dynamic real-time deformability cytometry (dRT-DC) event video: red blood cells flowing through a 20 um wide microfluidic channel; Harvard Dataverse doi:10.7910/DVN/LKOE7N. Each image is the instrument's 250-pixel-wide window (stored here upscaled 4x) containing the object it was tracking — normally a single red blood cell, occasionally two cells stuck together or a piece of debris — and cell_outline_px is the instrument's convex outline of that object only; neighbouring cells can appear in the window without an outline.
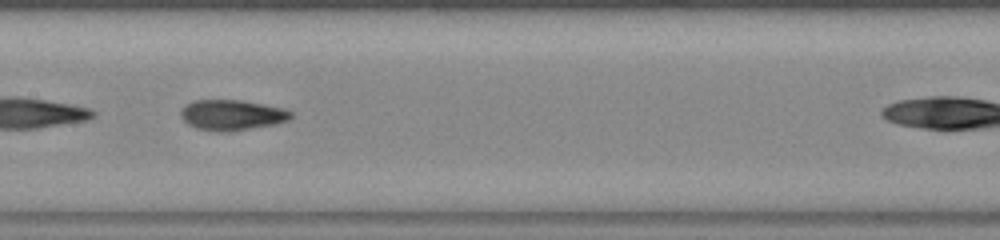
{"species": "common noctule bat (a hibernating species)", "species_latin": "Nyctalus noctula", "temperature_condition": "warm", "stored_images_in_passage": 29, "camera_frame_rate_fps": 3000, "um_per_image_px": 0.085, "animal": {"sex": "female", "body_mass_g": 23.0, "forearm_length_mm": 53.4}, "frame": {"image": 1, "passage_image": 13, "time_ms": 4.0, "image_size_px": [1000, 240], "cell_outline_px": [[292, 116], [288, 120], [276, 124], [228, 132], [216, 132], [196, 128], [188, 124], [180, 116], [180, 112], [188, 104], [196, 100], [240, 100], [284, 108], [292, 112]], "centroid_in_image_um": [19.72, 9.79], "position_along_channel_um": 187.7, "area_um2": 19.48}}